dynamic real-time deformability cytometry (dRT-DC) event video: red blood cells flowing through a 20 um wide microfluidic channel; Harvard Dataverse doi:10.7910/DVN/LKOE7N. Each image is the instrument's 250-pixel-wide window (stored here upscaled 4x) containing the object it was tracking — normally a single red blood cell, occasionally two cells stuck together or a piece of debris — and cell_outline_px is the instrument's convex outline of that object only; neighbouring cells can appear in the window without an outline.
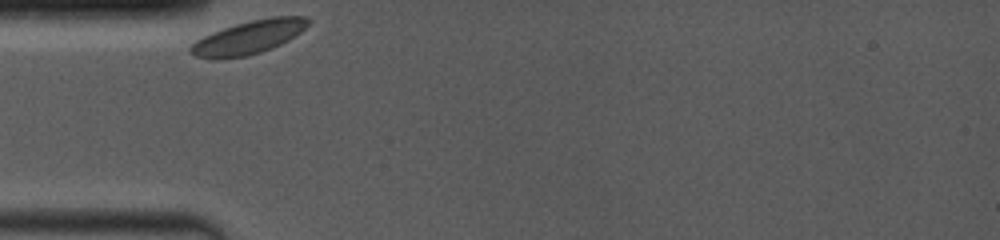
{"species": "common noctule bat (a hibernating species)", "species_latin": "Nyctalus noctula", "temperature_condition": "room temperature", "stored_images_in_passage": 21, "camera_frame_rate_fps": 4000, "um_per_image_px": 0.085, "animal": {"sex": "female", "body_mass_g": 19.0, "forearm_length_mm": 53.3}, "frame": {"image": 1, "passage_image": 1, "time_ms": 0.0, "image_size_px": [1000, 240], "cell_outline_px": [[312, 20], [300, 32], [288, 40], [272, 48], [260, 52], [244, 56], [196, 56], [188, 52], [188, 48], [196, 40], [212, 32], [236, 24], [252, 20], [272, 16], [304, 16]], "centroid_in_image_um": [21.19, 3.12], "position_along_channel_um": 63.8, "area_um2": 22.14}}
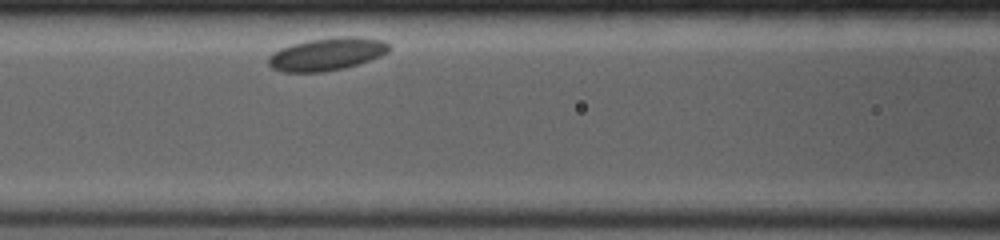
{"frame": {"image": 2, "passage_image": 10, "time_ms": 2.25, "image_size_px": [1000, 240], "cell_outline_px": [[392, 48], [388, 52], [380, 56], [344, 68], [324, 72], [280, 72], [272, 68], [268, 64], [268, 56], [280, 48], [292, 44], [308, 40], [336, 36], [356, 36], [384, 40]], "centroid_in_image_um": [27.78, 4.59], "position_along_channel_um": 138.8, "area_um2": 23.18}}
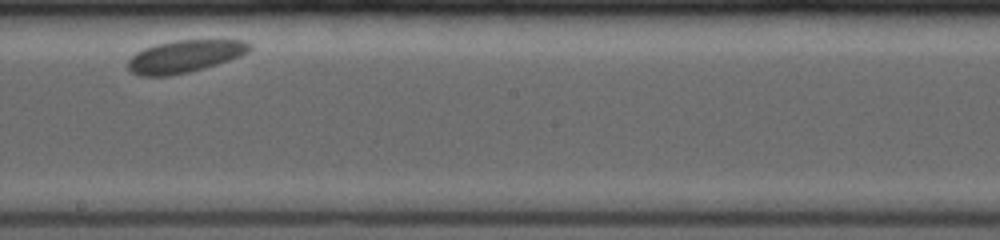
{"frame": {"image": 3, "passage_image": 18, "time_ms": 5.0, "image_size_px": [1000, 240], "cell_outline_px": [[252, 48], [248, 52], [240, 56], [216, 64], [188, 72], [168, 76], [140, 76], [132, 72], [128, 68], [128, 60], [136, 52], [144, 48], [156, 44], [172, 40], [244, 40], [252, 44]], "centroid_in_image_um": [15.7, 4.78], "position_along_channel_um": 232.5, "area_um2": 22.89}}